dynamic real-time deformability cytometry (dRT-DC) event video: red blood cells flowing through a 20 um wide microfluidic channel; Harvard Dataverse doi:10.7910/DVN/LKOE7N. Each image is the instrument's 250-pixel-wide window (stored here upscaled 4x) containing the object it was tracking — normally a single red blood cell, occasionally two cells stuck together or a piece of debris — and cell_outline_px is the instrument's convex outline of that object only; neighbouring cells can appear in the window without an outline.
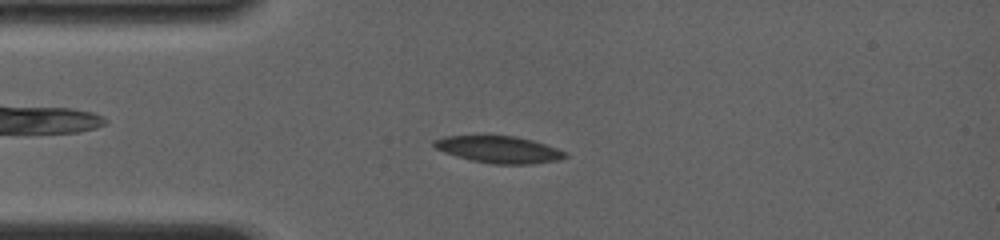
{"species": "common noctule bat (a hibernating species)", "species_latin": "Nyctalus noctula", "temperature_condition": "room temperature", "stored_images_in_passage": 35, "camera_frame_rate_fps": 4000, "um_per_image_px": 0.085, "animal": {"sex": "female", "body_mass_g": 19.0, "forearm_length_mm": 56.7}, "frame": {"image": 1, "passage_image": 10, "time_ms": 3.5, "image_size_px": [1000, 240], "cell_outline_px": [[568, 156], [560, 160], [532, 164], [492, 164], [472, 160], [456, 156], [444, 152], [436, 148], [432, 144], [432, 140], [444, 136], [516, 136], [532, 140], [568, 152]], "centroid_in_image_um": [42.42, 12.71], "position_along_channel_um": 42.6, "area_um2": 20.58}}
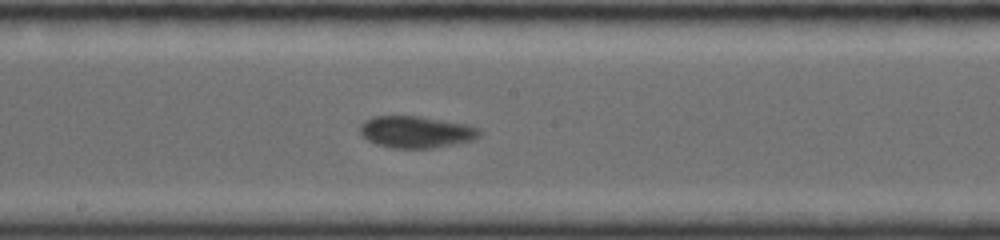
{"frame": {"image": 2, "passage_image": 23, "time_ms": 8.25, "image_size_px": [1000, 240], "cell_outline_px": [[480, 136], [472, 140], [456, 144], [432, 148], [392, 148], [376, 144], [368, 140], [360, 132], [360, 124], [364, 120], [372, 116], [420, 116], [468, 124], [480, 128]], "centroid_in_image_um": [35.38, 11.21], "position_along_channel_um": 212.8, "area_um2": 22.31}}
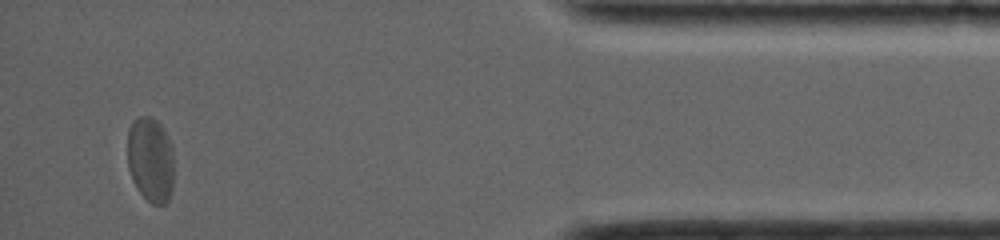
{"frame": {"image": 3, "passage_image": 34, "time_ms": 14.75, "image_size_px": [1000, 240], "cell_outline_px": [[172, 188], [168, 200], [164, 204], [152, 204], [136, 188], [132, 180], [128, 168], [128, 128], [132, 120], [140, 116], [148, 116], [156, 120], [164, 128], [168, 136], [172, 148]], "centroid_in_image_um": [12.77, 13.54], "position_along_channel_um": 422.4, "area_um2": 23.12}, "authors_computed_cell_mechanics": {"area_um2": 21.964, "velocity_mm_per_s": 3.8941, "shape_relaxation_time_tau1_ms": 3.1604, "shape_relaxation_time_tau2_ms": null, "deformation_change_tau1": 0.1061, "deformation_change_tau2": null}}